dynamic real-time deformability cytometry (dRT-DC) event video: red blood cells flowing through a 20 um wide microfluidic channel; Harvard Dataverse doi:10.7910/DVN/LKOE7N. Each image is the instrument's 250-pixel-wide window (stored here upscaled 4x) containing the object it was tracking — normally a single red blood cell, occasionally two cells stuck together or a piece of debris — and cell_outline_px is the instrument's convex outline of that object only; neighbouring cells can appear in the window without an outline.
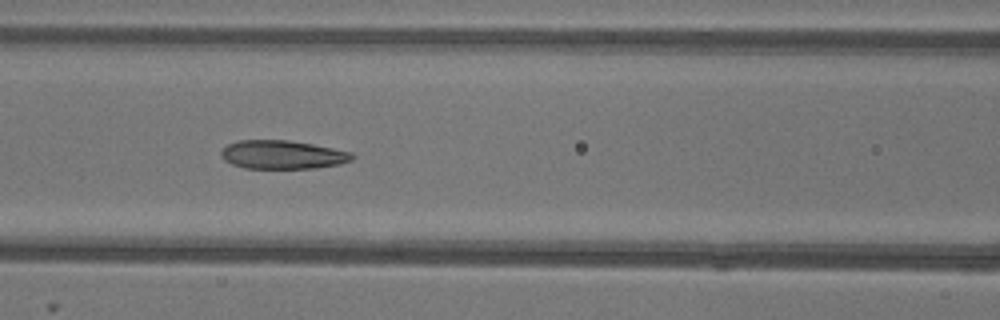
{"species": "common noctule bat (a hibernating species)", "species_latin": "Nyctalus noctula", "temperature_condition": "warm", "stored_images_in_passage": 29, "camera_frame_rate_fps": 3000, "um_per_image_px": 0.085, "animal": {"sex": "female"}, "frame": {"image": 1, "passage_image": 9, "time_ms": 2.667, "image_size_px": [1000, 320], "cell_outline_px": [[356, 156], [352, 160], [340, 164], [316, 168], [244, 168], [232, 164], [224, 160], [220, 156], [220, 152], [228, 144], [240, 140], [288, 140], [312, 144], [352, 152]], "centroid_in_image_um": [24.02, 13.15], "position_along_channel_um": 142.6, "area_um2": 21.85}}
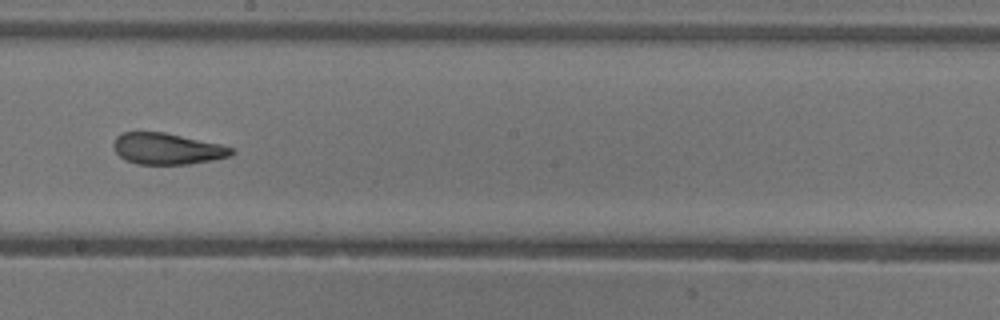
{"frame": {"image": 2, "passage_image": 16, "time_ms": 5.0, "image_size_px": [1000, 320], "cell_outline_px": [[236, 152], [232, 156], [212, 160], [188, 164], [136, 164], [120, 156], [116, 152], [112, 144], [116, 136], [120, 132], [164, 132], [220, 144], [236, 148]], "centroid_in_image_um": [14.24, 12.64], "position_along_channel_um": 234.0, "area_um2": 21.62}}
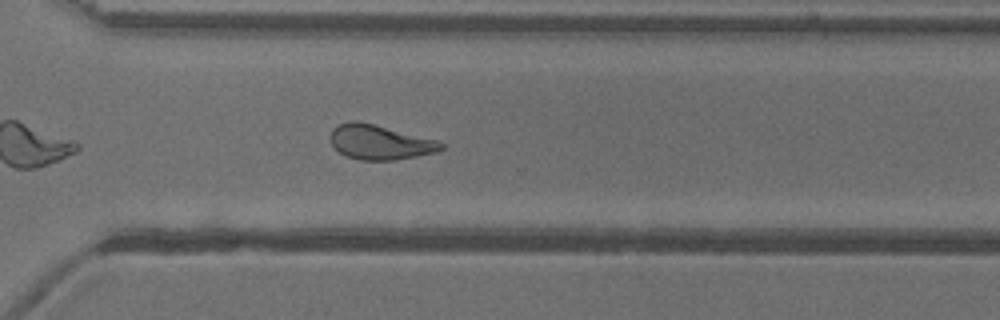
{"frame": {"image": 3, "passage_image": 24, "time_ms": 7.667, "image_size_px": [1000, 320], "cell_outline_px": [[444, 148], [436, 152], [396, 160], [360, 160], [348, 156], [340, 152], [332, 144], [328, 136], [332, 128], [348, 120], [356, 120], [440, 140], [444, 144]], "centroid_in_image_um": [32.29, 12.08], "position_along_channel_um": 338.3, "area_um2": 22.48}, "authors_computed_cell_mechanics": {"area_um2": 22.253, "velocity_mm_per_s": 3.9244, "shape_relaxation_time_tau1_ms": 8.1441, "shape_relaxation_time_tau2_ms": 2.0354, "deformation_change_tau1": 0.2224, "deformation_change_tau2": 0.0903}}